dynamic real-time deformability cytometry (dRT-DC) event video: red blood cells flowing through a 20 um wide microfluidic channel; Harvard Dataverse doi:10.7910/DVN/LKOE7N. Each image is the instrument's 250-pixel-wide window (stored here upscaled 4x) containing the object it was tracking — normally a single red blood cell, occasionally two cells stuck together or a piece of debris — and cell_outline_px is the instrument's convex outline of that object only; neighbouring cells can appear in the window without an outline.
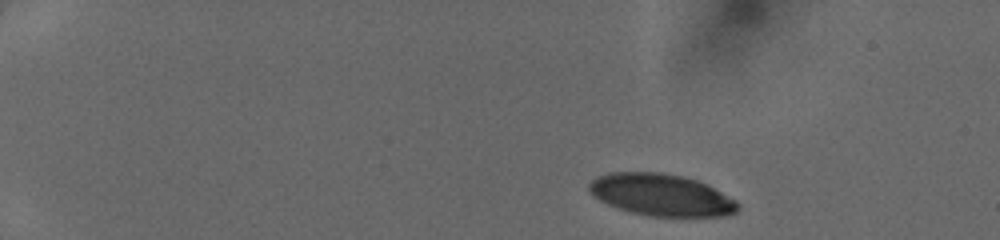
{"species": "human", "species_latin": "Homo sapiens", "temperature_condition": "cold", "stored_images_in_passage": 42, "camera_frame_rate_fps": 3000, "um_per_image_px": 0.085, "donor": {"sex": "female"}, "frame": {"image": 1, "passage_image": 1, "time_ms": 0.0, "image_size_px": [1000, 240], "cell_outline_px": [[740, 208], [736, 212], [728, 216], [652, 216], [632, 212], [608, 204], [600, 200], [588, 188], [588, 184], [596, 176], [608, 172], [660, 172], [684, 176], [708, 184], [736, 200], [740, 204]], "centroid_in_image_um": [56.25, 16.55], "position_along_channel_um": 28.7, "area_um2": 36.36}}
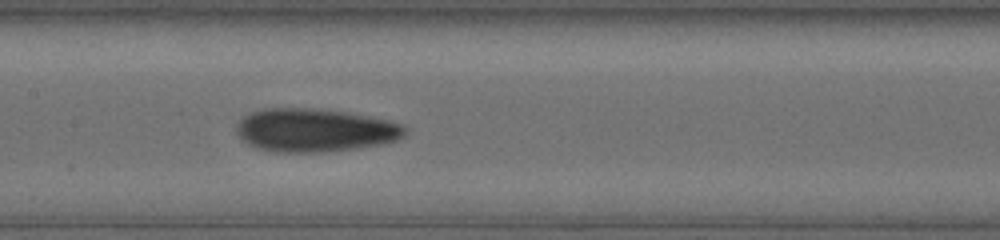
{"frame": {"image": 2, "passage_image": 20, "time_ms": 6.333, "image_size_px": [1000, 240], "cell_outline_px": [[408, 132], [404, 136], [396, 140], [384, 144], [356, 148], [324, 152], [276, 152], [260, 148], [248, 144], [236, 132], [236, 128], [240, 120], [248, 112], [264, 108], [320, 108], [344, 112], [388, 120], [404, 124], [408, 128]], "centroid_in_image_um": [26.79, 11.06], "position_along_channel_um": 180.6, "area_um2": 42.66}}
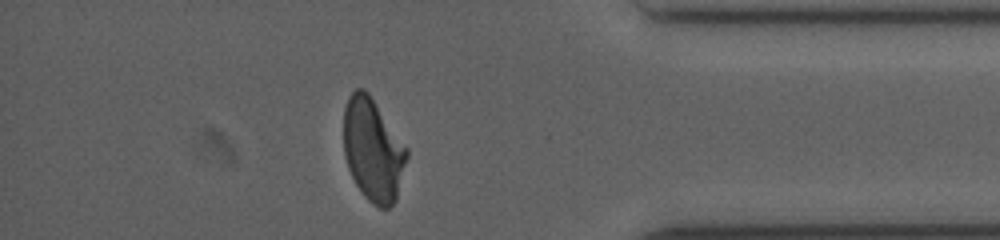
{"frame": {"image": 3, "passage_image": 37, "time_ms": 12.0, "image_size_px": [1000, 240], "cell_outline_px": [[408, 156], [396, 200], [388, 208], [380, 208], [372, 204], [364, 196], [356, 184], [348, 168], [344, 156], [344, 108], [348, 96], [356, 88], [364, 88], [368, 92], [408, 148]], "centroid_in_image_um": [31.7, 12.73], "position_along_channel_um": 403.5, "area_um2": 37.92}}